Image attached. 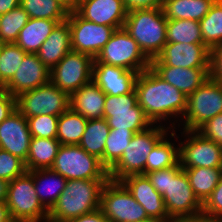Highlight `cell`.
<instances>
[{"mask_svg": "<svg viewBox=\"0 0 222 222\" xmlns=\"http://www.w3.org/2000/svg\"><path fill=\"white\" fill-rule=\"evenodd\" d=\"M139 106L152 124H161L169 117H182L187 96L159 77L151 68L139 73L135 82ZM181 115V116H180Z\"/></svg>", "mask_w": 222, "mask_h": 222, "instance_id": "cell-1", "label": "cell"}, {"mask_svg": "<svg viewBox=\"0 0 222 222\" xmlns=\"http://www.w3.org/2000/svg\"><path fill=\"white\" fill-rule=\"evenodd\" d=\"M108 179L67 180L65 189L48 212L47 222H68L100 208L101 192Z\"/></svg>", "mask_w": 222, "mask_h": 222, "instance_id": "cell-2", "label": "cell"}, {"mask_svg": "<svg viewBox=\"0 0 222 222\" xmlns=\"http://www.w3.org/2000/svg\"><path fill=\"white\" fill-rule=\"evenodd\" d=\"M167 19L162 7L127 12L124 28L151 61L162 51L166 40Z\"/></svg>", "mask_w": 222, "mask_h": 222, "instance_id": "cell-3", "label": "cell"}, {"mask_svg": "<svg viewBox=\"0 0 222 222\" xmlns=\"http://www.w3.org/2000/svg\"><path fill=\"white\" fill-rule=\"evenodd\" d=\"M168 129L171 128L152 124V127L134 133L120 160L108 171L109 179L121 181L130 175H145L147 156L168 135Z\"/></svg>", "mask_w": 222, "mask_h": 222, "instance_id": "cell-4", "label": "cell"}, {"mask_svg": "<svg viewBox=\"0 0 222 222\" xmlns=\"http://www.w3.org/2000/svg\"><path fill=\"white\" fill-rule=\"evenodd\" d=\"M5 203L13 222L48 221V211L39 201L33 176L28 171L8 182Z\"/></svg>", "mask_w": 222, "mask_h": 222, "instance_id": "cell-5", "label": "cell"}, {"mask_svg": "<svg viewBox=\"0 0 222 222\" xmlns=\"http://www.w3.org/2000/svg\"><path fill=\"white\" fill-rule=\"evenodd\" d=\"M94 62L122 67L138 73L150 68L151 63L136 40L130 36L124 27L113 32Z\"/></svg>", "mask_w": 222, "mask_h": 222, "instance_id": "cell-6", "label": "cell"}, {"mask_svg": "<svg viewBox=\"0 0 222 222\" xmlns=\"http://www.w3.org/2000/svg\"><path fill=\"white\" fill-rule=\"evenodd\" d=\"M51 169L66 180L109 179L101 161L79 145H61Z\"/></svg>", "mask_w": 222, "mask_h": 222, "instance_id": "cell-7", "label": "cell"}, {"mask_svg": "<svg viewBox=\"0 0 222 222\" xmlns=\"http://www.w3.org/2000/svg\"><path fill=\"white\" fill-rule=\"evenodd\" d=\"M219 113H222V82L209 77L187 97L186 110L182 116L183 130L197 131Z\"/></svg>", "mask_w": 222, "mask_h": 222, "instance_id": "cell-8", "label": "cell"}, {"mask_svg": "<svg viewBox=\"0 0 222 222\" xmlns=\"http://www.w3.org/2000/svg\"><path fill=\"white\" fill-rule=\"evenodd\" d=\"M100 209L110 222H140L148 215L121 181L108 179L101 192Z\"/></svg>", "mask_w": 222, "mask_h": 222, "instance_id": "cell-9", "label": "cell"}, {"mask_svg": "<svg viewBox=\"0 0 222 222\" xmlns=\"http://www.w3.org/2000/svg\"><path fill=\"white\" fill-rule=\"evenodd\" d=\"M103 118L111 130H131L137 133L152 126L138 104L135 89L125 95H106Z\"/></svg>", "mask_w": 222, "mask_h": 222, "instance_id": "cell-10", "label": "cell"}, {"mask_svg": "<svg viewBox=\"0 0 222 222\" xmlns=\"http://www.w3.org/2000/svg\"><path fill=\"white\" fill-rule=\"evenodd\" d=\"M69 108L70 95L51 82L16 97V109L26 118L35 115L60 116Z\"/></svg>", "mask_w": 222, "mask_h": 222, "instance_id": "cell-11", "label": "cell"}, {"mask_svg": "<svg viewBox=\"0 0 222 222\" xmlns=\"http://www.w3.org/2000/svg\"><path fill=\"white\" fill-rule=\"evenodd\" d=\"M162 197L169 218L202 213V203L195 196L188 177L179 163L168 168L167 190Z\"/></svg>", "mask_w": 222, "mask_h": 222, "instance_id": "cell-12", "label": "cell"}, {"mask_svg": "<svg viewBox=\"0 0 222 222\" xmlns=\"http://www.w3.org/2000/svg\"><path fill=\"white\" fill-rule=\"evenodd\" d=\"M94 58L70 51L50 70V82L71 95L92 81Z\"/></svg>", "mask_w": 222, "mask_h": 222, "instance_id": "cell-13", "label": "cell"}, {"mask_svg": "<svg viewBox=\"0 0 222 222\" xmlns=\"http://www.w3.org/2000/svg\"><path fill=\"white\" fill-rule=\"evenodd\" d=\"M67 21L71 31L72 51L88 54L94 59L115 31L111 26L87 21L75 11H69Z\"/></svg>", "mask_w": 222, "mask_h": 222, "instance_id": "cell-14", "label": "cell"}, {"mask_svg": "<svg viewBox=\"0 0 222 222\" xmlns=\"http://www.w3.org/2000/svg\"><path fill=\"white\" fill-rule=\"evenodd\" d=\"M185 142L179 145V164L185 168H222V146L197 131L184 130Z\"/></svg>", "mask_w": 222, "mask_h": 222, "instance_id": "cell-15", "label": "cell"}, {"mask_svg": "<svg viewBox=\"0 0 222 222\" xmlns=\"http://www.w3.org/2000/svg\"><path fill=\"white\" fill-rule=\"evenodd\" d=\"M156 58L166 66L210 69V49L203 43H166Z\"/></svg>", "mask_w": 222, "mask_h": 222, "instance_id": "cell-16", "label": "cell"}, {"mask_svg": "<svg viewBox=\"0 0 222 222\" xmlns=\"http://www.w3.org/2000/svg\"><path fill=\"white\" fill-rule=\"evenodd\" d=\"M31 138L27 118L17 109L0 124V149L15 155L24 163L29 154Z\"/></svg>", "mask_w": 222, "mask_h": 222, "instance_id": "cell-17", "label": "cell"}, {"mask_svg": "<svg viewBox=\"0 0 222 222\" xmlns=\"http://www.w3.org/2000/svg\"><path fill=\"white\" fill-rule=\"evenodd\" d=\"M50 82V70L37 54L27 53L13 77L2 87L12 96L33 90Z\"/></svg>", "mask_w": 222, "mask_h": 222, "instance_id": "cell-18", "label": "cell"}, {"mask_svg": "<svg viewBox=\"0 0 222 222\" xmlns=\"http://www.w3.org/2000/svg\"><path fill=\"white\" fill-rule=\"evenodd\" d=\"M74 11L87 21L115 30L124 27L128 12L123 0H79Z\"/></svg>", "mask_w": 222, "mask_h": 222, "instance_id": "cell-19", "label": "cell"}, {"mask_svg": "<svg viewBox=\"0 0 222 222\" xmlns=\"http://www.w3.org/2000/svg\"><path fill=\"white\" fill-rule=\"evenodd\" d=\"M138 72L105 63L94 62L92 81L106 95L119 96L135 89Z\"/></svg>", "mask_w": 222, "mask_h": 222, "instance_id": "cell-20", "label": "cell"}, {"mask_svg": "<svg viewBox=\"0 0 222 222\" xmlns=\"http://www.w3.org/2000/svg\"><path fill=\"white\" fill-rule=\"evenodd\" d=\"M150 68L159 77L179 89L187 97L210 77V69L166 66L157 58L151 60Z\"/></svg>", "mask_w": 222, "mask_h": 222, "instance_id": "cell-21", "label": "cell"}, {"mask_svg": "<svg viewBox=\"0 0 222 222\" xmlns=\"http://www.w3.org/2000/svg\"><path fill=\"white\" fill-rule=\"evenodd\" d=\"M134 199L144 207L148 217L170 219L162 195L146 175H130L121 180Z\"/></svg>", "mask_w": 222, "mask_h": 222, "instance_id": "cell-22", "label": "cell"}, {"mask_svg": "<svg viewBox=\"0 0 222 222\" xmlns=\"http://www.w3.org/2000/svg\"><path fill=\"white\" fill-rule=\"evenodd\" d=\"M72 51L71 31L67 20L58 23L36 53L40 61L51 70Z\"/></svg>", "mask_w": 222, "mask_h": 222, "instance_id": "cell-23", "label": "cell"}, {"mask_svg": "<svg viewBox=\"0 0 222 222\" xmlns=\"http://www.w3.org/2000/svg\"><path fill=\"white\" fill-rule=\"evenodd\" d=\"M106 94L93 81L70 95V108L87 120L104 116Z\"/></svg>", "mask_w": 222, "mask_h": 222, "instance_id": "cell-24", "label": "cell"}, {"mask_svg": "<svg viewBox=\"0 0 222 222\" xmlns=\"http://www.w3.org/2000/svg\"><path fill=\"white\" fill-rule=\"evenodd\" d=\"M28 172L33 176L34 188L39 201L49 212L65 189L67 180L51 168Z\"/></svg>", "mask_w": 222, "mask_h": 222, "instance_id": "cell-25", "label": "cell"}, {"mask_svg": "<svg viewBox=\"0 0 222 222\" xmlns=\"http://www.w3.org/2000/svg\"><path fill=\"white\" fill-rule=\"evenodd\" d=\"M63 21L30 18L15 42L26 53L36 54L54 27Z\"/></svg>", "mask_w": 222, "mask_h": 222, "instance_id": "cell-26", "label": "cell"}, {"mask_svg": "<svg viewBox=\"0 0 222 222\" xmlns=\"http://www.w3.org/2000/svg\"><path fill=\"white\" fill-rule=\"evenodd\" d=\"M215 0H164L162 10L167 20L190 19L200 21Z\"/></svg>", "mask_w": 222, "mask_h": 222, "instance_id": "cell-27", "label": "cell"}, {"mask_svg": "<svg viewBox=\"0 0 222 222\" xmlns=\"http://www.w3.org/2000/svg\"><path fill=\"white\" fill-rule=\"evenodd\" d=\"M60 146L61 143L57 139L32 137L25 163L26 170L51 168Z\"/></svg>", "mask_w": 222, "mask_h": 222, "instance_id": "cell-28", "label": "cell"}, {"mask_svg": "<svg viewBox=\"0 0 222 222\" xmlns=\"http://www.w3.org/2000/svg\"><path fill=\"white\" fill-rule=\"evenodd\" d=\"M110 130L105 118L88 120L82 139L78 144L87 153L96 156L103 166L104 149Z\"/></svg>", "mask_w": 222, "mask_h": 222, "instance_id": "cell-29", "label": "cell"}, {"mask_svg": "<svg viewBox=\"0 0 222 222\" xmlns=\"http://www.w3.org/2000/svg\"><path fill=\"white\" fill-rule=\"evenodd\" d=\"M188 177L195 196L203 204L218 185L221 175V168H185L183 169Z\"/></svg>", "mask_w": 222, "mask_h": 222, "instance_id": "cell-30", "label": "cell"}, {"mask_svg": "<svg viewBox=\"0 0 222 222\" xmlns=\"http://www.w3.org/2000/svg\"><path fill=\"white\" fill-rule=\"evenodd\" d=\"M87 119L71 108L58 118L57 140L61 145H78L84 134Z\"/></svg>", "mask_w": 222, "mask_h": 222, "instance_id": "cell-31", "label": "cell"}, {"mask_svg": "<svg viewBox=\"0 0 222 222\" xmlns=\"http://www.w3.org/2000/svg\"><path fill=\"white\" fill-rule=\"evenodd\" d=\"M199 24L203 44L208 49L222 44V0H215Z\"/></svg>", "mask_w": 222, "mask_h": 222, "instance_id": "cell-32", "label": "cell"}, {"mask_svg": "<svg viewBox=\"0 0 222 222\" xmlns=\"http://www.w3.org/2000/svg\"><path fill=\"white\" fill-rule=\"evenodd\" d=\"M164 136L151 150L146 159L145 174L176 166L179 163V148Z\"/></svg>", "mask_w": 222, "mask_h": 222, "instance_id": "cell-33", "label": "cell"}, {"mask_svg": "<svg viewBox=\"0 0 222 222\" xmlns=\"http://www.w3.org/2000/svg\"><path fill=\"white\" fill-rule=\"evenodd\" d=\"M20 6L30 18L67 20L69 10L58 0H20Z\"/></svg>", "mask_w": 222, "mask_h": 222, "instance_id": "cell-34", "label": "cell"}, {"mask_svg": "<svg viewBox=\"0 0 222 222\" xmlns=\"http://www.w3.org/2000/svg\"><path fill=\"white\" fill-rule=\"evenodd\" d=\"M167 43H203L200 24L190 19L167 20Z\"/></svg>", "mask_w": 222, "mask_h": 222, "instance_id": "cell-35", "label": "cell"}, {"mask_svg": "<svg viewBox=\"0 0 222 222\" xmlns=\"http://www.w3.org/2000/svg\"><path fill=\"white\" fill-rule=\"evenodd\" d=\"M29 19V15L20 5L0 15V44L15 43L19 32Z\"/></svg>", "mask_w": 222, "mask_h": 222, "instance_id": "cell-36", "label": "cell"}, {"mask_svg": "<svg viewBox=\"0 0 222 222\" xmlns=\"http://www.w3.org/2000/svg\"><path fill=\"white\" fill-rule=\"evenodd\" d=\"M27 53L15 43L0 44V85L3 87L16 73Z\"/></svg>", "mask_w": 222, "mask_h": 222, "instance_id": "cell-37", "label": "cell"}, {"mask_svg": "<svg viewBox=\"0 0 222 222\" xmlns=\"http://www.w3.org/2000/svg\"><path fill=\"white\" fill-rule=\"evenodd\" d=\"M133 135L131 130H110L104 149V167L108 171L120 160Z\"/></svg>", "mask_w": 222, "mask_h": 222, "instance_id": "cell-38", "label": "cell"}, {"mask_svg": "<svg viewBox=\"0 0 222 222\" xmlns=\"http://www.w3.org/2000/svg\"><path fill=\"white\" fill-rule=\"evenodd\" d=\"M59 116L35 115L27 117L29 131L32 137L57 139Z\"/></svg>", "mask_w": 222, "mask_h": 222, "instance_id": "cell-39", "label": "cell"}, {"mask_svg": "<svg viewBox=\"0 0 222 222\" xmlns=\"http://www.w3.org/2000/svg\"><path fill=\"white\" fill-rule=\"evenodd\" d=\"M26 171L25 163L21 159L0 149V179L10 182Z\"/></svg>", "mask_w": 222, "mask_h": 222, "instance_id": "cell-40", "label": "cell"}, {"mask_svg": "<svg viewBox=\"0 0 222 222\" xmlns=\"http://www.w3.org/2000/svg\"><path fill=\"white\" fill-rule=\"evenodd\" d=\"M202 213L222 221V175L216 188L202 204Z\"/></svg>", "mask_w": 222, "mask_h": 222, "instance_id": "cell-41", "label": "cell"}, {"mask_svg": "<svg viewBox=\"0 0 222 222\" xmlns=\"http://www.w3.org/2000/svg\"><path fill=\"white\" fill-rule=\"evenodd\" d=\"M197 132L204 138L212 140L222 146V113H219L204 123Z\"/></svg>", "mask_w": 222, "mask_h": 222, "instance_id": "cell-42", "label": "cell"}, {"mask_svg": "<svg viewBox=\"0 0 222 222\" xmlns=\"http://www.w3.org/2000/svg\"><path fill=\"white\" fill-rule=\"evenodd\" d=\"M210 78L222 82V44L210 50Z\"/></svg>", "mask_w": 222, "mask_h": 222, "instance_id": "cell-43", "label": "cell"}, {"mask_svg": "<svg viewBox=\"0 0 222 222\" xmlns=\"http://www.w3.org/2000/svg\"><path fill=\"white\" fill-rule=\"evenodd\" d=\"M150 180L152 186L159 192L162 196L167 190L168 184V168L151 171L145 174Z\"/></svg>", "mask_w": 222, "mask_h": 222, "instance_id": "cell-44", "label": "cell"}, {"mask_svg": "<svg viewBox=\"0 0 222 222\" xmlns=\"http://www.w3.org/2000/svg\"><path fill=\"white\" fill-rule=\"evenodd\" d=\"M16 109V97L0 90V124Z\"/></svg>", "mask_w": 222, "mask_h": 222, "instance_id": "cell-45", "label": "cell"}, {"mask_svg": "<svg viewBox=\"0 0 222 222\" xmlns=\"http://www.w3.org/2000/svg\"><path fill=\"white\" fill-rule=\"evenodd\" d=\"M127 11L162 7L164 0H123Z\"/></svg>", "mask_w": 222, "mask_h": 222, "instance_id": "cell-46", "label": "cell"}, {"mask_svg": "<svg viewBox=\"0 0 222 222\" xmlns=\"http://www.w3.org/2000/svg\"><path fill=\"white\" fill-rule=\"evenodd\" d=\"M68 222H110L107 217L102 213L101 209H97L90 213L81 215L75 219L69 220Z\"/></svg>", "mask_w": 222, "mask_h": 222, "instance_id": "cell-47", "label": "cell"}, {"mask_svg": "<svg viewBox=\"0 0 222 222\" xmlns=\"http://www.w3.org/2000/svg\"><path fill=\"white\" fill-rule=\"evenodd\" d=\"M168 222H222V221L209 217L208 215H205L204 213H200L194 216L170 218Z\"/></svg>", "mask_w": 222, "mask_h": 222, "instance_id": "cell-48", "label": "cell"}, {"mask_svg": "<svg viewBox=\"0 0 222 222\" xmlns=\"http://www.w3.org/2000/svg\"><path fill=\"white\" fill-rule=\"evenodd\" d=\"M19 5L20 0H0V15L8 13Z\"/></svg>", "mask_w": 222, "mask_h": 222, "instance_id": "cell-49", "label": "cell"}, {"mask_svg": "<svg viewBox=\"0 0 222 222\" xmlns=\"http://www.w3.org/2000/svg\"><path fill=\"white\" fill-rule=\"evenodd\" d=\"M0 222H13L5 202H0Z\"/></svg>", "mask_w": 222, "mask_h": 222, "instance_id": "cell-50", "label": "cell"}, {"mask_svg": "<svg viewBox=\"0 0 222 222\" xmlns=\"http://www.w3.org/2000/svg\"><path fill=\"white\" fill-rule=\"evenodd\" d=\"M8 182L0 179V202H5L7 198Z\"/></svg>", "mask_w": 222, "mask_h": 222, "instance_id": "cell-51", "label": "cell"}, {"mask_svg": "<svg viewBox=\"0 0 222 222\" xmlns=\"http://www.w3.org/2000/svg\"><path fill=\"white\" fill-rule=\"evenodd\" d=\"M69 11H74L78 5L79 0H58Z\"/></svg>", "mask_w": 222, "mask_h": 222, "instance_id": "cell-52", "label": "cell"}, {"mask_svg": "<svg viewBox=\"0 0 222 222\" xmlns=\"http://www.w3.org/2000/svg\"><path fill=\"white\" fill-rule=\"evenodd\" d=\"M169 219H158L154 217H148L140 222H168Z\"/></svg>", "mask_w": 222, "mask_h": 222, "instance_id": "cell-53", "label": "cell"}]
</instances>
